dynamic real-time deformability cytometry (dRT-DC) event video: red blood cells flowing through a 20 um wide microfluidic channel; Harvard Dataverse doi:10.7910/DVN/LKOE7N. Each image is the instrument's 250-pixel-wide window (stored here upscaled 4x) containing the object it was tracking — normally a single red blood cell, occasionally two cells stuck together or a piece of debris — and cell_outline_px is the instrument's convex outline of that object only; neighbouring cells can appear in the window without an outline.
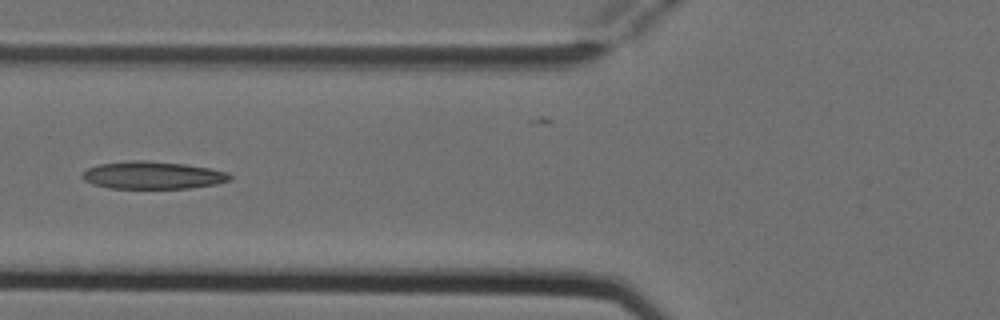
{"species": "Egyptian fruit bat (a non-hibernating species)", "species_latin": "Rousettus aegyptiacus", "temperature_condition": "cold", "stored_images_in_passage": 5, "camera_frame_rate_fps": 3000, "um_per_image_px": 0.085, "animal": {"sex": "female"}, "frame": {"image": 1, "passage_image": 4, "time_ms": 1.0, "image_size_px": [1000, 320], "cell_outline_px": [[232, 180], [216, 184], [188, 188], [108, 188], [92, 184], [84, 180], [80, 176], [88, 168], [100, 164], [132, 160], [148, 160], [184, 164], [212, 168], [228, 172], [232, 176]], "centroid_in_image_um": [13.0, 14.89], "position_along_channel_um": 112.8, "area_um2": 23.81}}
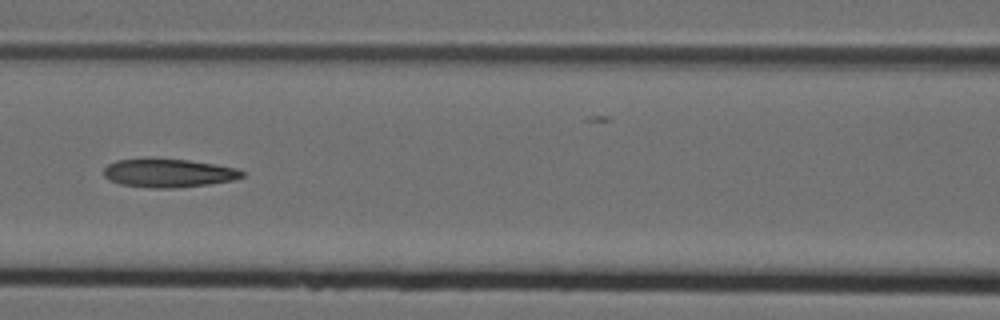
{"frame": {"image": 2, "passage_image": 5, "time_ms": 1.333, "image_size_px": [1000, 320], "cell_outline_px": [[244, 176], [236, 180], [208, 184], [176, 188], [152, 188], [120, 184], [108, 180], [104, 176], [104, 168], [108, 164], [116, 160], [188, 160], [216, 164], [236, 168], [244, 172]], "centroid_in_image_um": [14.35, 14.73], "position_along_channel_um": 152.2, "area_um2": 22.66}}